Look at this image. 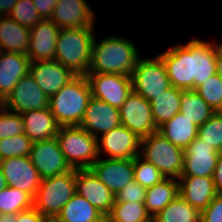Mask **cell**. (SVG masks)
Here are the masks:
<instances>
[{"label": "cell", "instance_id": "obj_39", "mask_svg": "<svg viewBox=\"0 0 222 222\" xmlns=\"http://www.w3.org/2000/svg\"><path fill=\"white\" fill-rule=\"evenodd\" d=\"M8 16L28 28H33L42 20L33 0H18Z\"/></svg>", "mask_w": 222, "mask_h": 222}, {"label": "cell", "instance_id": "obj_28", "mask_svg": "<svg viewBox=\"0 0 222 222\" xmlns=\"http://www.w3.org/2000/svg\"><path fill=\"white\" fill-rule=\"evenodd\" d=\"M179 195L178 179L165 178L146 189L144 204L151 217H154Z\"/></svg>", "mask_w": 222, "mask_h": 222}, {"label": "cell", "instance_id": "obj_27", "mask_svg": "<svg viewBox=\"0 0 222 222\" xmlns=\"http://www.w3.org/2000/svg\"><path fill=\"white\" fill-rule=\"evenodd\" d=\"M172 144L185 149L198 135V127L190 119L177 113L158 130Z\"/></svg>", "mask_w": 222, "mask_h": 222}, {"label": "cell", "instance_id": "obj_25", "mask_svg": "<svg viewBox=\"0 0 222 222\" xmlns=\"http://www.w3.org/2000/svg\"><path fill=\"white\" fill-rule=\"evenodd\" d=\"M193 90L216 74V43L192 39Z\"/></svg>", "mask_w": 222, "mask_h": 222}, {"label": "cell", "instance_id": "obj_36", "mask_svg": "<svg viewBox=\"0 0 222 222\" xmlns=\"http://www.w3.org/2000/svg\"><path fill=\"white\" fill-rule=\"evenodd\" d=\"M195 91L215 112H222V79L217 73L199 85Z\"/></svg>", "mask_w": 222, "mask_h": 222}, {"label": "cell", "instance_id": "obj_2", "mask_svg": "<svg viewBox=\"0 0 222 222\" xmlns=\"http://www.w3.org/2000/svg\"><path fill=\"white\" fill-rule=\"evenodd\" d=\"M94 27L60 29L54 60L77 76H86L92 59Z\"/></svg>", "mask_w": 222, "mask_h": 222}, {"label": "cell", "instance_id": "obj_1", "mask_svg": "<svg viewBox=\"0 0 222 222\" xmlns=\"http://www.w3.org/2000/svg\"><path fill=\"white\" fill-rule=\"evenodd\" d=\"M140 57L137 46L128 38L113 35L97 42L95 37L88 73L131 76Z\"/></svg>", "mask_w": 222, "mask_h": 222}, {"label": "cell", "instance_id": "obj_31", "mask_svg": "<svg viewBox=\"0 0 222 222\" xmlns=\"http://www.w3.org/2000/svg\"><path fill=\"white\" fill-rule=\"evenodd\" d=\"M180 113L199 127L216 112L195 90H182Z\"/></svg>", "mask_w": 222, "mask_h": 222}, {"label": "cell", "instance_id": "obj_7", "mask_svg": "<svg viewBox=\"0 0 222 222\" xmlns=\"http://www.w3.org/2000/svg\"><path fill=\"white\" fill-rule=\"evenodd\" d=\"M142 57L139 58L131 75L132 88L134 92L150 102L170 88L171 83L167 75L166 66L159 55L151 59Z\"/></svg>", "mask_w": 222, "mask_h": 222}, {"label": "cell", "instance_id": "obj_14", "mask_svg": "<svg viewBox=\"0 0 222 222\" xmlns=\"http://www.w3.org/2000/svg\"><path fill=\"white\" fill-rule=\"evenodd\" d=\"M0 167L7 186L25 191L34 198L42 178L29 156L2 159Z\"/></svg>", "mask_w": 222, "mask_h": 222}, {"label": "cell", "instance_id": "obj_45", "mask_svg": "<svg viewBox=\"0 0 222 222\" xmlns=\"http://www.w3.org/2000/svg\"><path fill=\"white\" fill-rule=\"evenodd\" d=\"M213 181L216 192L222 194V152L219 153L217 164L213 173Z\"/></svg>", "mask_w": 222, "mask_h": 222}, {"label": "cell", "instance_id": "obj_12", "mask_svg": "<svg viewBox=\"0 0 222 222\" xmlns=\"http://www.w3.org/2000/svg\"><path fill=\"white\" fill-rule=\"evenodd\" d=\"M29 158L42 179L72 170L56 138L33 142Z\"/></svg>", "mask_w": 222, "mask_h": 222}, {"label": "cell", "instance_id": "obj_50", "mask_svg": "<svg viewBox=\"0 0 222 222\" xmlns=\"http://www.w3.org/2000/svg\"><path fill=\"white\" fill-rule=\"evenodd\" d=\"M101 222H113V221L108 217H104Z\"/></svg>", "mask_w": 222, "mask_h": 222}, {"label": "cell", "instance_id": "obj_17", "mask_svg": "<svg viewBox=\"0 0 222 222\" xmlns=\"http://www.w3.org/2000/svg\"><path fill=\"white\" fill-rule=\"evenodd\" d=\"M29 73L48 97L77 76L56 60L30 62Z\"/></svg>", "mask_w": 222, "mask_h": 222}, {"label": "cell", "instance_id": "obj_51", "mask_svg": "<svg viewBox=\"0 0 222 222\" xmlns=\"http://www.w3.org/2000/svg\"><path fill=\"white\" fill-rule=\"evenodd\" d=\"M49 222H58L55 218L49 219Z\"/></svg>", "mask_w": 222, "mask_h": 222}, {"label": "cell", "instance_id": "obj_35", "mask_svg": "<svg viewBox=\"0 0 222 222\" xmlns=\"http://www.w3.org/2000/svg\"><path fill=\"white\" fill-rule=\"evenodd\" d=\"M203 142L222 152V112H216L198 127V135Z\"/></svg>", "mask_w": 222, "mask_h": 222}, {"label": "cell", "instance_id": "obj_18", "mask_svg": "<svg viewBox=\"0 0 222 222\" xmlns=\"http://www.w3.org/2000/svg\"><path fill=\"white\" fill-rule=\"evenodd\" d=\"M90 169L114 195L134 179V159L99 157Z\"/></svg>", "mask_w": 222, "mask_h": 222}, {"label": "cell", "instance_id": "obj_3", "mask_svg": "<svg viewBox=\"0 0 222 222\" xmlns=\"http://www.w3.org/2000/svg\"><path fill=\"white\" fill-rule=\"evenodd\" d=\"M92 98L86 76H76L49 97V109L60 126H79Z\"/></svg>", "mask_w": 222, "mask_h": 222}, {"label": "cell", "instance_id": "obj_40", "mask_svg": "<svg viewBox=\"0 0 222 222\" xmlns=\"http://www.w3.org/2000/svg\"><path fill=\"white\" fill-rule=\"evenodd\" d=\"M19 134H23L21 114L7 110L0 104V140Z\"/></svg>", "mask_w": 222, "mask_h": 222}, {"label": "cell", "instance_id": "obj_13", "mask_svg": "<svg viewBox=\"0 0 222 222\" xmlns=\"http://www.w3.org/2000/svg\"><path fill=\"white\" fill-rule=\"evenodd\" d=\"M16 113L48 108L49 97L40 89L30 73L22 77L11 93L0 103Z\"/></svg>", "mask_w": 222, "mask_h": 222}, {"label": "cell", "instance_id": "obj_49", "mask_svg": "<svg viewBox=\"0 0 222 222\" xmlns=\"http://www.w3.org/2000/svg\"><path fill=\"white\" fill-rule=\"evenodd\" d=\"M7 187L6 179L3 175V171L0 167V192L3 188Z\"/></svg>", "mask_w": 222, "mask_h": 222}, {"label": "cell", "instance_id": "obj_20", "mask_svg": "<svg viewBox=\"0 0 222 222\" xmlns=\"http://www.w3.org/2000/svg\"><path fill=\"white\" fill-rule=\"evenodd\" d=\"M120 125L119 109L92 97L79 126L98 138L99 134L102 135Z\"/></svg>", "mask_w": 222, "mask_h": 222}, {"label": "cell", "instance_id": "obj_11", "mask_svg": "<svg viewBox=\"0 0 222 222\" xmlns=\"http://www.w3.org/2000/svg\"><path fill=\"white\" fill-rule=\"evenodd\" d=\"M98 155L108 159H134L140 155L141 138L126 126L120 125L97 138ZM103 152V153H102Z\"/></svg>", "mask_w": 222, "mask_h": 222}, {"label": "cell", "instance_id": "obj_46", "mask_svg": "<svg viewBox=\"0 0 222 222\" xmlns=\"http://www.w3.org/2000/svg\"><path fill=\"white\" fill-rule=\"evenodd\" d=\"M18 0H0V16H8Z\"/></svg>", "mask_w": 222, "mask_h": 222}, {"label": "cell", "instance_id": "obj_43", "mask_svg": "<svg viewBox=\"0 0 222 222\" xmlns=\"http://www.w3.org/2000/svg\"><path fill=\"white\" fill-rule=\"evenodd\" d=\"M17 222H49V219L32 207L17 213Z\"/></svg>", "mask_w": 222, "mask_h": 222}, {"label": "cell", "instance_id": "obj_16", "mask_svg": "<svg viewBox=\"0 0 222 222\" xmlns=\"http://www.w3.org/2000/svg\"><path fill=\"white\" fill-rule=\"evenodd\" d=\"M76 193L83 196L105 217L112 210L115 195L99 180L91 169H76Z\"/></svg>", "mask_w": 222, "mask_h": 222}, {"label": "cell", "instance_id": "obj_47", "mask_svg": "<svg viewBox=\"0 0 222 222\" xmlns=\"http://www.w3.org/2000/svg\"><path fill=\"white\" fill-rule=\"evenodd\" d=\"M216 73L222 79V43H216Z\"/></svg>", "mask_w": 222, "mask_h": 222}, {"label": "cell", "instance_id": "obj_29", "mask_svg": "<svg viewBox=\"0 0 222 222\" xmlns=\"http://www.w3.org/2000/svg\"><path fill=\"white\" fill-rule=\"evenodd\" d=\"M104 217L83 196L75 193L55 219L58 222H101Z\"/></svg>", "mask_w": 222, "mask_h": 222}, {"label": "cell", "instance_id": "obj_9", "mask_svg": "<svg viewBox=\"0 0 222 222\" xmlns=\"http://www.w3.org/2000/svg\"><path fill=\"white\" fill-rule=\"evenodd\" d=\"M92 97L120 108L133 90L131 76L110 73H87Z\"/></svg>", "mask_w": 222, "mask_h": 222}, {"label": "cell", "instance_id": "obj_30", "mask_svg": "<svg viewBox=\"0 0 222 222\" xmlns=\"http://www.w3.org/2000/svg\"><path fill=\"white\" fill-rule=\"evenodd\" d=\"M181 91L182 89L171 86L150 101L153 119L158 129L180 112Z\"/></svg>", "mask_w": 222, "mask_h": 222}, {"label": "cell", "instance_id": "obj_19", "mask_svg": "<svg viewBox=\"0 0 222 222\" xmlns=\"http://www.w3.org/2000/svg\"><path fill=\"white\" fill-rule=\"evenodd\" d=\"M50 20L60 29L94 27L95 14L85 0H58Z\"/></svg>", "mask_w": 222, "mask_h": 222}, {"label": "cell", "instance_id": "obj_37", "mask_svg": "<svg viewBox=\"0 0 222 222\" xmlns=\"http://www.w3.org/2000/svg\"><path fill=\"white\" fill-rule=\"evenodd\" d=\"M165 179V176L150 162L140 155L134 158V180L145 189Z\"/></svg>", "mask_w": 222, "mask_h": 222}, {"label": "cell", "instance_id": "obj_42", "mask_svg": "<svg viewBox=\"0 0 222 222\" xmlns=\"http://www.w3.org/2000/svg\"><path fill=\"white\" fill-rule=\"evenodd\" d=\"M200 222H222V194H217L201 211Z\"/></svg>", "mask_w": 222, "mask_h": 222}, {"label": "cell", "instance_id": "obj_10", "mask_svg": "<svg viewBox=\"0 0 222 222\" xmlns=\"http://www.w3.org/2000/svg\"><path fill=\"white\" fill-rule=\"evenodd\" d=\"M119 114L121 125L126 126L140 138L159 130L153 119L150 102L133 90L119 108Z\"/></svg>", "mask_w": 222, "mask_h": 222}, {"label": "cell", "instance_id": "obj_33", "mask_svg": "<svg viewBox=\"0 0 222 222\" xmlns=\"http://www.w3.org/2000/svg\"><path fill=\"white\" fill-rule=\"evenodd\" d=\"M107 217L113 222H152L144 202L114 201L111 213Z\"/></svg>", "mask_w": 222, "mask_h": 222}, {"label": "cell", "instance_id": "obj_38", "mask_svg": "<svg viewBox=\"0 0 222 222\" xmlns=\"http://www.w3.org/2000/svg\"><path fill=\"white\" fill-rule=\"evenodd\" d=\"M33 142L23 133L0 140V159L29 156Z\"/></svg>", "mask_w": 222, "mask_h": 222}, {"label": "cell", "instance_id": "obj_23", "mask_svg": "<svg viewBox=\"0 0 222 222\" xmlns=\"http://www.w3.org/2000/svg\"><path fill=\"white\" fill-rule=\"evenodd\" d=\"M23 133L32 141L56 138L60 129L56 118L48 108L21 113Z\"/></svg>", "mask_w": 222, "mask_h": 222}, {"label": "cell", "instance_id": "obj_44", "mask_svg": "<svg viewBox=\"0 0 222 222\" xmlns=\"http://www.w3.org/2000/svg\"><path fill=\"white\" fill-rule=\"evenodd\" d=\"M58 0H33L37 12L42 20L50 19Z\"/></svg>", "mask_w": 222, "mask_h": 222}, {"label": "cell", "instance_id": "obj_34", "mask_svg": "<svg viewBox=\"0 0 222 222\" xmlns=\"http://www.w3.org/2000/svg\"><path fill=\"white\" fill-rule=\"evenodd\" d=\"M33 207V197L17 188L7 186L0 192V214L19 213Z\"/></svg>", "mask_w": 222, "mask_h": 222}, {"label": "cell", "instance_id": "obj_8", "mask_svg": "<svg viewBox=\"0 0 222 222\" xmlns=\"http://www.w3.org/2000/svg\"><path fill=\"white\" fill-rule=\"evenodd\" d=\"M158 55L166 66L171 86L193 90L192 39L185 44H175Z\"/></svg>", "mask_w": 222, "mask_h": 222}, {"label": "cell", "instance_id": "obj_4", "mask_svg": "<svg viewBox=\"0 0 222 222\" xmlns=\"http://www.w3.org/2000/svg\"><path fill=\"white\" fill-rule=\"evenodd\" d=\"M56 139L72 169H90L99 158L97 138L80 126H61Z\"/></svg>", "mask_w": 222, "mask_h": 222}, {"label": "cell", "instance_id": "obj_22", "mask_svg": "<svg viewBox=\"0 0 222 222\" xmlns=\"http://www.w3.org/2000/svg\"><path fill=\"white\" fill-rule=\"evenodd\" d=\"M27 54L0 51V103L11 93L19 80L29 73Z\"/></svg>", "mask_w": 222, "mask_h": 222}, {"label": "cell", "instance_id": "obj_26", "mask_svg": "<svg viewBox=\"0 0 222 222\" xmlns=\"http://www.w3.org/2000/svg\"><path fill=\"white\" fill-rule=\"evenodd\" d=\"M30 28L9 16H0V51L27 54Z\"/></svg>", "mask_w": 222, "mask_h": 222}, {"label": "cell", "instance_id": "obj_24", "mask_svg": "<svg viewBox=\"0 0 222 222\" xmlns=\"http://www.w3.org/2000/svg\"><path fill=\"white\" fill-rule=\"evenodd\" d=\"M178 183L179 195L200 212L218 194L213 177H180Z\"/></svg>", "mask_w": 222, "mask_h": 222}, {"label": "cell", "instance_id": "obj_5", "mask_svg": "<svg viewBox=\"0 0 222 222\" xmlns=\"http://www.w3.org/2000/svg\"><path fill=\"white\" fill-rule=\"evenodd\" d=\"M76 169L41 180L33 198V207L48 219L56 218L64 205L76 193Z\"/></svg>", "mask_w": 222, "mask_h": 222}, {"label": "cell", "instance_id": "obj_41", "mask_svg": "<svg viewBox=\"0 0 222 222\" xmlns=\"http://www.w3.org/2000/svg\"><path fill=\"white\" fill-rule=\"evenodd\" d=\"M146 189L134 179L115 194L118 202H144Z\"/></svg>", "mask_w": 222, "mask_h": 222}, {"label": "cell", "instance_id": "obj_6", "mask_svg": "<svg viewBox=\"0 0 222 222\" xmlns=\"http://www.w3.org/2000/svg\"><path fill=\"white\" fill-rule=\"evenodd\" d=\"M140 148V156L154 165L165 178H180L184 149L172 144L159 131L141 138Z\"/></svg>", "mask_w": 222, "mask_h": 222}, {"label": "cell", "instance_id": "obj_15", "mask_svg": "<svg viewBox=\"0 0 222 222\" xmlns=\"http://www.w3.org/2000/svg\"><path fill=\"white\" fill-rule=\"evenodd\" d=\"M219 153L197 136L184 149L183 170L180 177H213Z\"/></svg>", "mask_w": 222, "mask_h": 222}, {"label": "cell", "instance_id": "obj_48", "mask_svg": "<svg viewBox=\"0 0 222 222\" xmlns=\"http://www.w3.org/2000/svg\"><path fill=\"white\" fill-rule=\"evenodd\" d=\"M0 222H17V213L0 214Z\"/></svg>", "mask_w": 222, "mask_h": 222}, {"label": "cell", "instance_id": "obj_21", "mask_svg": "<svg viewBox=\"0 0 222 222\" xmlns=\"http://www.w3.org/2000/svg\"><path fill=\"white\" fill-rule=\"evenodd\" d=\"M60 28L50 19L39 21L30 28L27 56L30 62L54 60Z\"/></svg>", "mask_w": 222, "mask_h": 222}, {"label": "cell", "instance_id": "obj_32", "mask_svg": "<svg viewBox=\"0 0 222 222\" xmlns=\"http://www.w3.org/2000/svg\"><path fill=\"white\" fill-rule=\"evenodd\" d=\"M201 212L180 195L152 217V222H200Z\"/></svg>", "mask_w": 222, "mask_h": 222}]
</instances>
